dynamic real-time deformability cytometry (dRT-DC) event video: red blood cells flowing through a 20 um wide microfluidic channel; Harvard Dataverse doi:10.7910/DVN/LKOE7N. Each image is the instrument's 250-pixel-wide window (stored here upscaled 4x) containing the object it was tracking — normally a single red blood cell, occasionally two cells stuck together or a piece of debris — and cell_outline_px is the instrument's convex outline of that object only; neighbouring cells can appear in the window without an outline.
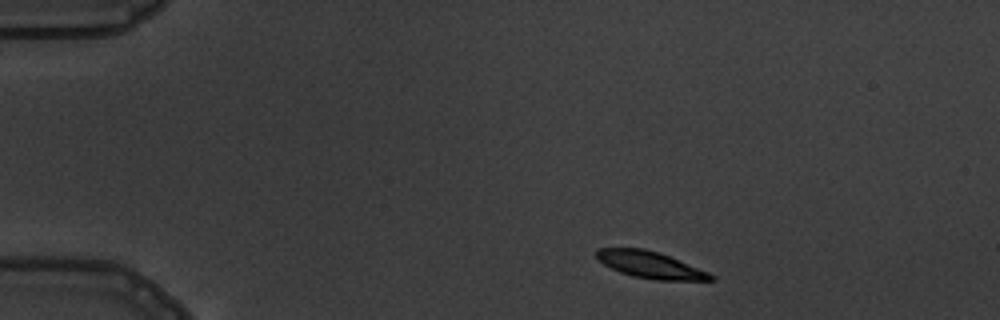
{"species": "common noctule bat (a hibernating species)", "species_latin": "Nyctalus noctula", "temperature_condition": "warm", "stored_images_in_passage": 3, "camera_frame_rate_fps": 3000, "um_per_image_px": 0.085, "animal": {"sex": "male", "body_mass_g": 19.5, "forearm_length_mm": 54.6}, "frame": {"image": 1, "passage_image": 1, "time_ms": 0.0, "image_size_px": [1000, 320], "cell_outline_px": [[716, 280], [656, 280], [632, 276], [620, 272], [604, 264], [596, 256], [596, 248], [644, 248], [660, 252], [708, 272], [716, 276]], "centroid_in_image_um": [55.29, 22.51], "position_along_channel_um": 29.7, "area_um2": 17.74}}